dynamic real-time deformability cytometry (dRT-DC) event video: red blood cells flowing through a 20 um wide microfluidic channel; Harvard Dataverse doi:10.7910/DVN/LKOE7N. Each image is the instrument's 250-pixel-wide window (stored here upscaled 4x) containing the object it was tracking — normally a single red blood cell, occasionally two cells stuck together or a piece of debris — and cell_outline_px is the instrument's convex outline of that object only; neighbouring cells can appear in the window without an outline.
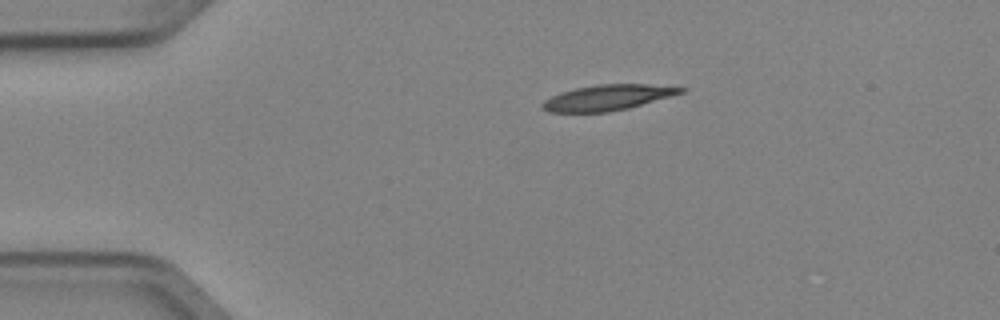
{"species": "Egyptian fruit bat (a non-hibernating species)", "species_latin": "Rousettus aegyptiacus", "temperature_condition": "cold", "stored_images_in_passage": 2, "camera_frame_rate_fps": 3000, "um_per_image_px": 0.085, "animal": {"sex": "female"}, "frame": {"image": 1, "passage_image": 1, "time_ms": 0.0, "image_size_px": [1000, 320], "cell_outline_px": [[688, 88], [684, 92], [672, 96], [628, 108], [608, 112], [548, 112], [540, 108], [540, 104], [544, 100], [560, 92], [576, 88], [596, 84], [648, 84]], "centroid_in_image_um": [51.63, 8.29], "position_along_channel_um": 33.4, "area_um2": 20.69}}